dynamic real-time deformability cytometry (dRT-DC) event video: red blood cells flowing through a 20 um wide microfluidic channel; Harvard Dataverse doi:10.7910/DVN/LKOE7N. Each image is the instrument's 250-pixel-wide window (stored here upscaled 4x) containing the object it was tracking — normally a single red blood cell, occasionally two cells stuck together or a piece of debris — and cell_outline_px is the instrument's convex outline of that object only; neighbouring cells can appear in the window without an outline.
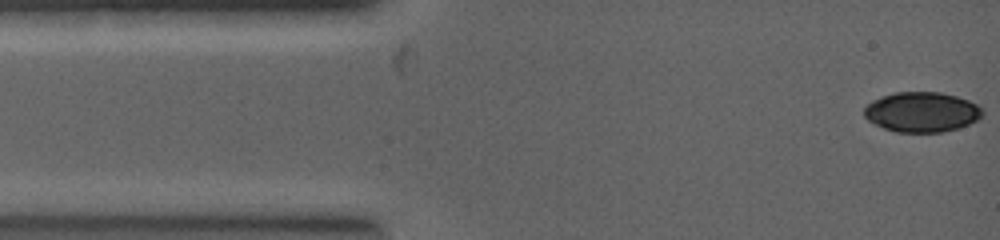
{"species": "common noctule bat (a hibernating species)", "species_latin": "Nyctalus noctula", "temperature_condition": "warm", "stored_images_in_passage": 4, "camera_frame_rate_fps": 5000, "um_per_image_px": 0.085, "animal": {"sex": "female", "body_mass_g": 19.0, "forearm_length_mm": 53.3}, "frame": {"image": 1, "passage_image": 1, "time_ms": 0.0, "image_size_px": [1000, 240], "cell_outline_px": [[984, 112], [976, 120], [968, 124], [944, 132], [896, 132], [884, 128], [868, 120], [864, 116], [864, 108], [872, 100], [896, 92], [940, 92], [956, 96], [968, 100], [976, 104]], "centroid_in_image_um": [78.33, 9.52], "position_along_channel_um": 6.7, "area_um2": 27.34}}
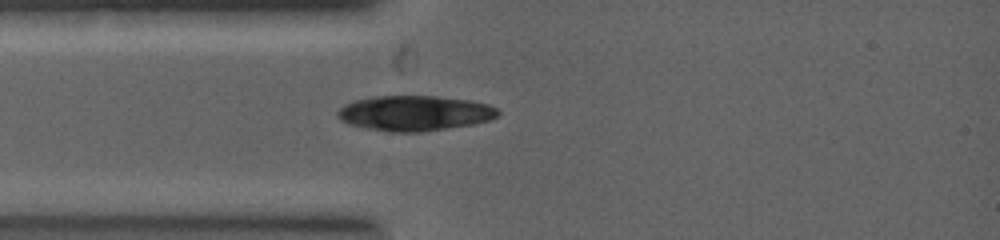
{"frame": {"image": 2, "passage_image": 4, "time_ms": 1.8, "image_size_px": [1000, 240], "cell_outline_px": [[500, 112], [496, 116], [488, 120], [472, 124], [420, 132], [392, 132], [364, 128], [348, 124], [340, 120], [336, 116], [336, 112], [344, 104], [356, 100], [376, 96], [436, 96], [468, 100], [488, 104], [496, 108]], "centroid_in_image_um": [35.19, 9.62], "position_along_channel_um": 49.8, "area_um2": 32.77}}